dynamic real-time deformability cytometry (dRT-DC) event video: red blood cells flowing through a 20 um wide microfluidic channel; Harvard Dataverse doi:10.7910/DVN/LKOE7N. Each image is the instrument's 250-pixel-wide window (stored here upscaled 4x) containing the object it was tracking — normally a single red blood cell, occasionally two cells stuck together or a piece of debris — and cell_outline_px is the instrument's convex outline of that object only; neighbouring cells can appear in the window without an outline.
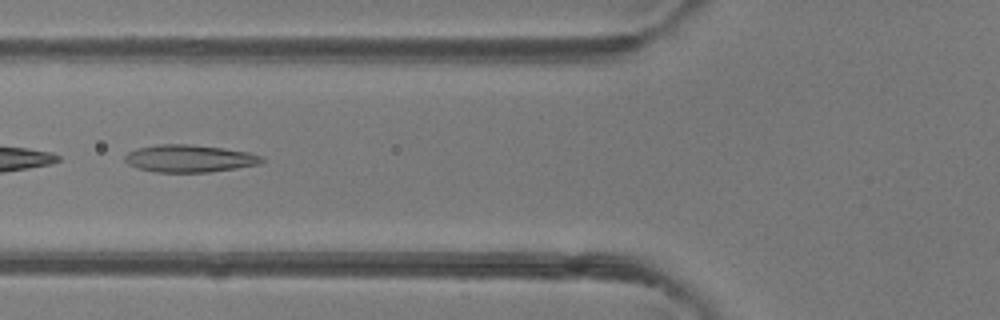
{"species": "common noctule bat (a hibernating species)", "species_latin": "Nyctalus noctula", "temperature_condition": "room temperature", "stored_images_in_passage": 5, "camera_frame_rate_fps": 3000, "um_per_image_px": 0.085, "animal": {"sex": "female"}, "frame": {"image": 1, "passage_image": 5, "time_ms": 1.333, "image_size_px": [1000, 320], "cell_outline_px": [[264, 160], [260, 164], [236, 168], [208, 172], [156, 172], [140, 168], [128, 164], [124, 160], [124, 156], [128, 152], [136, 148], [160, 144], [188, 144], [220, 148], [248, 152], [260, 156]], "centroid_in_image_um": [16.07, 13.47], "position_along_channel_um": 109.7, "area_um2": 21.62}}